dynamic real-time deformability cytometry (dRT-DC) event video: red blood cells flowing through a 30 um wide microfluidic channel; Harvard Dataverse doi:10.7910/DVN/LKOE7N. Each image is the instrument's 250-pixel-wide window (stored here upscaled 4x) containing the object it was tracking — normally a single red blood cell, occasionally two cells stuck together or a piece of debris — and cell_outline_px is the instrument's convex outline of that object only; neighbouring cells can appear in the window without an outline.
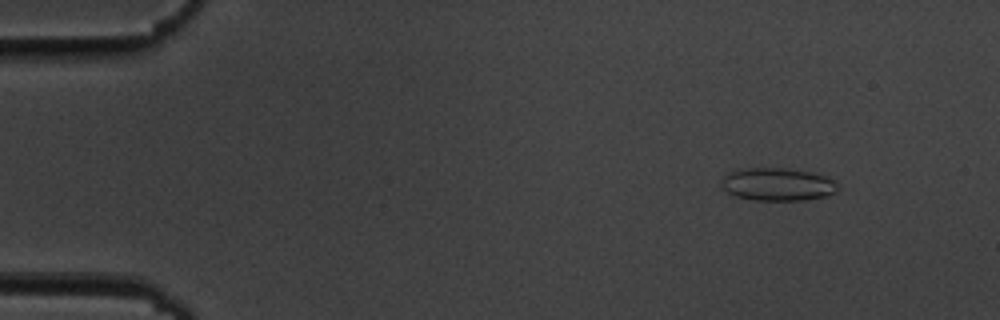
{"species": "common noctule bat (a hibernating species)", "species_latin": "Nyctalus noctula", "temperature_condition": "cold", "stored_images_in_passage": 53, "camera_frame_rate_fps": 3000, "um_per_image_px": 0.085, "animal": {"sex": "male", "body_mass_g": 19.5, "forearm_length_mm": 54.6}, "frame": {"image": 1, "passage_image": 5, "time_ms": 1.333, "image_size_px": [1000, 320], "cell_outline_px": [[836, 192], [824, 196], [804, 200], [752, 200], [736, 196], [728, 192], [720, 184], [724, 176], [736, 168], [792, 168], [812, 172], [824, 176], [832, 180], [836, 184]], "centroid_in_image_um": [66.05, 15.65], "position_along_channel_um": 18.9, "area_um2": 22.25}}
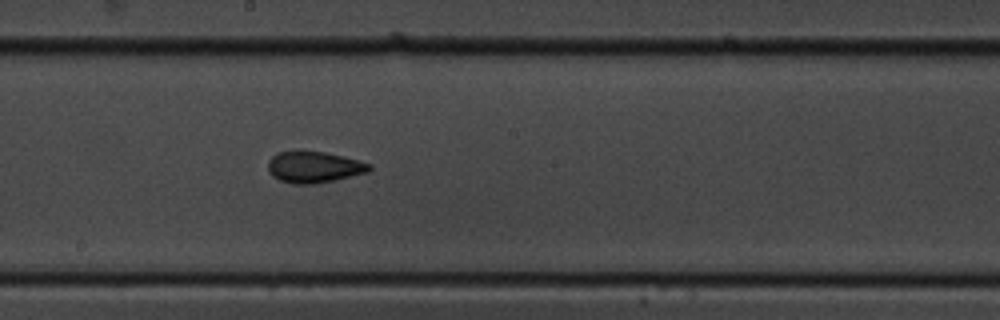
{"frame": {"image": 2, "passage_image": 29, "time_ms": 9.333, "image_size_px": [1000, 320], "cell_outline_px": [[372, 168], [368, 172], [336, 180], [316, 184], [292, 184], [280, 180], [272, 176], [268, 172], [268, 160], [276, 152], [324, 152], [344, 156], [360, 160], [372, 164]], "centroid_in_image_um": [26.71, 14.22], "position_along_channel_um": 221.5, "area_um2": 18.61}}
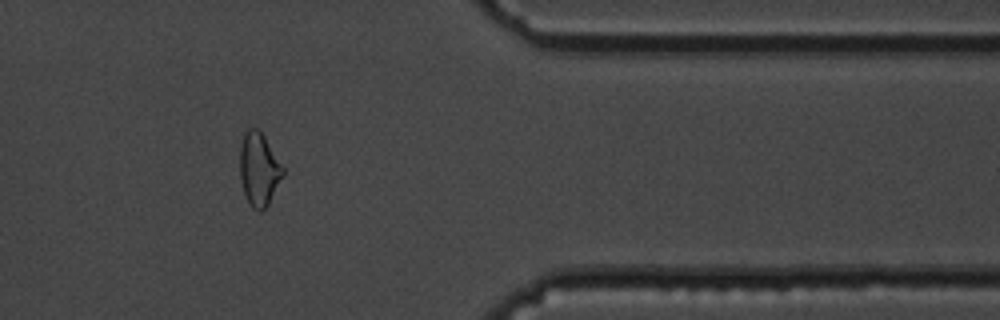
{"frame": {"image": 3, "passage_image": 44, "time_ms": 14.333, "image_size_px": [1000, 320], "cell_outline_px": [[284, 176], [268, 204], [260, 212], [252, 208], [244, 192], [240, 180], [240, 148], [244, 132], [248, 128], [256, 128], [264, 136], [284, 168]], "centroid_in_image_um": [22.01, 14.39], "position_along_channel_um": 389.4, "area_um2": 18.26}, "authors_computed_cell_mechanics": {"area_um2": 18.785, "velocity_mm_per_s": 3.6907, "shape_relaxation_time_tau1_ms": 7.3612, "shape_relaxation_time_tau2_ms": 1.8502, "deformation_change_tau1": 0.1203, "deformation_change_tau2": 0.0889}}